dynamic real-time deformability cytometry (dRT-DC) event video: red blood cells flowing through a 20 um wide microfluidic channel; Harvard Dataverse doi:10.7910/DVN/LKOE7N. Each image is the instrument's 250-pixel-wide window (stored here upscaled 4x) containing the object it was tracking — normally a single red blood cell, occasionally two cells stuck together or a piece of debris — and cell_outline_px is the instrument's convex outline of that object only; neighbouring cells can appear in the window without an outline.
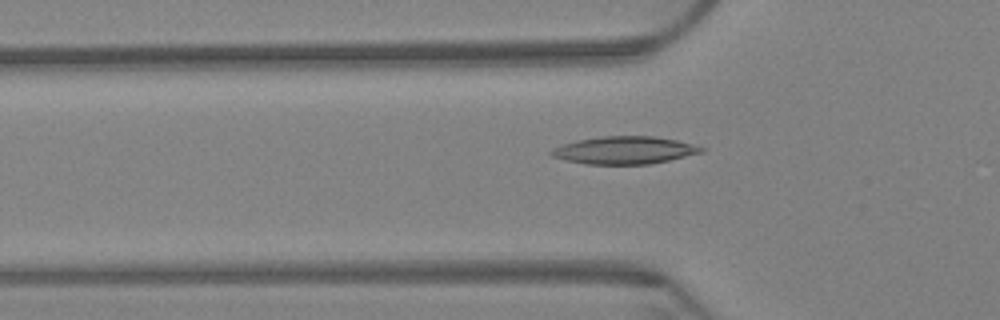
{"species": "Egyptian fruit bat (a non-hibernating species)", "species_latin": "Rousettus aegyptiacus", "temperature_condition": "warm", "stored_images_in_passage": 5, "segment_of_instrument_passage": [2, 2], "camera_frame_rate_fps": 3000, "um_per_image_px": 0.085, "animal": {"sex": "female"}, "frame": {"image": 1, "passage_image": 5, "time_ms": 1.333, "image_size_px": [1000, 320], "cell_outline_px": [[704, 152], [668, 160], [648, 164], [584, 164], [552, 156], [548, 152], [552, 148], [576, 140], [600, 136], [652, 136], [676, 140], [704, 148]], "centroid_in_image_um": [53.04, 12.76], "position_along_channel_um": 72.8, "area_um2": 23.87}}